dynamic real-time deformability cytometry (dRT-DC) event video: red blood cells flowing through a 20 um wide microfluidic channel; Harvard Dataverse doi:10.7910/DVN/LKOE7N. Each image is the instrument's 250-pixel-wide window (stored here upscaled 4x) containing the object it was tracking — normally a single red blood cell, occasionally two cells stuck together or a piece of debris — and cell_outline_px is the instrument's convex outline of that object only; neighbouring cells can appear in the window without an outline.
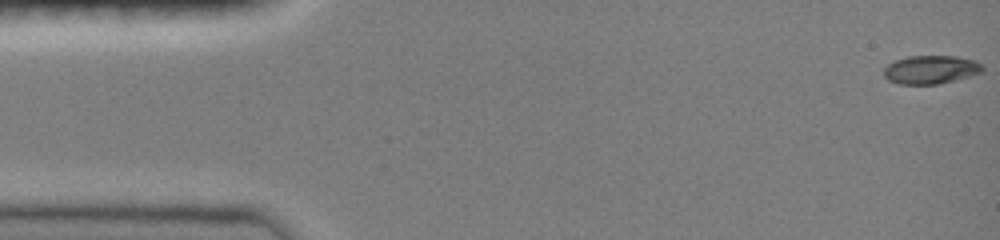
{"species": "common noctule bat (a hibernating species)", "species_latin": "Nyctalus noctula", "temperature_condition": "room temperature", "stored_images_in_passage": 48, "camera_frame_rate_fps": 3000, "um_per_image_px": 0.085, "animal": {"sex": "female", "body_mass_g": 19.0, "forearm_length_mm": 51.5}, "frame": {"image": 1, "passage_image": 1, "time_ms": 0.0, "image_size_px": [1000, 240], "cell_outline_px": [[984, 68], [980, 72], [968, 76], [936, 84], [900, 84], [888, 80], [884, 76], [884, 68], [888, 64], [896, 60], [908, 56], [956, 56], [976, 60]], "centroid_in_image_um": [79.09, 5.91], "position_along_channel_um": 5.9, "area_um2": 16.13}}
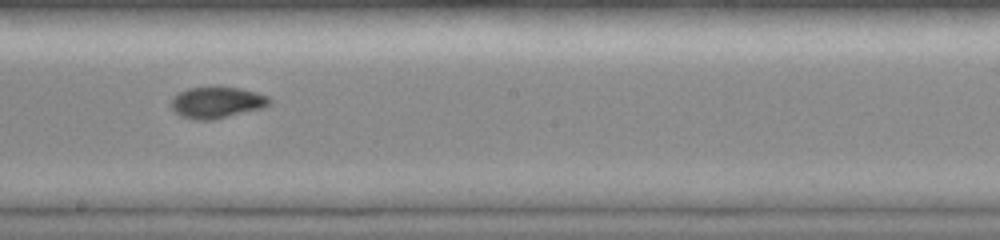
{"frame": {"image": 2, "passage_image": 27, "time_ms": 8.667, "image_size_px": [1000, 240], "cell_outline_px": [[272, 104], [264, 108], [212, 120], [196, 120], [180, 116], [172, 108], [172, 96], [188, 88], [212, 84], [216, 84], [240, 88], [256, 92], [268, 96], [272, 100]], "centroid_in_image_um": [18.46, 8.67], "position_along_channel_um": 229.7, "area_um2": 18.67}}
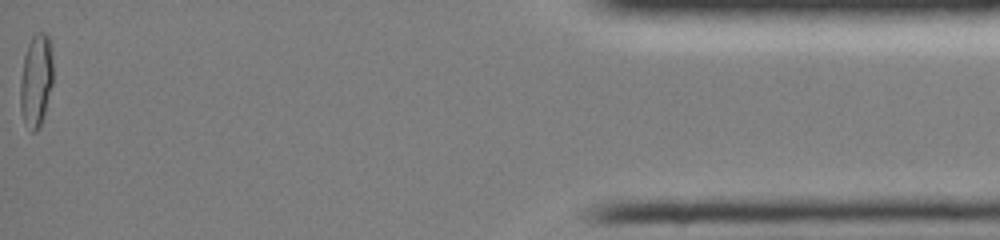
{"frame": {"image": 3, "passage_image": 48, "time_ms": 15.667, "image_size_px": [1000, 240], "cell_outline_px": [[52, 84], [44, 112], [40, 124], [36, 132], [32, 132], [24, 120], [20, 112], [20, 80], [24, 56], [28, 44], [32, 36], [36, 32], [44, 32], [48, 36], [52, 56]], "centroid_in_image_um": [3.05, 6.8], "position_along_channel_um": 432.2, "area_um2": 17.51}, "authors_computed_cell_mechanics": {"area_um2": 17.34, "velocity_mm_per_s": 4.0571, "shape_relaxation_time_tau1_ms": 7.7304, "shape_relaxation_time_tau2_ms": 1.1094, "deformation_change_tau1": 0.2812, "deformation_change_tau2": 0.0478}}